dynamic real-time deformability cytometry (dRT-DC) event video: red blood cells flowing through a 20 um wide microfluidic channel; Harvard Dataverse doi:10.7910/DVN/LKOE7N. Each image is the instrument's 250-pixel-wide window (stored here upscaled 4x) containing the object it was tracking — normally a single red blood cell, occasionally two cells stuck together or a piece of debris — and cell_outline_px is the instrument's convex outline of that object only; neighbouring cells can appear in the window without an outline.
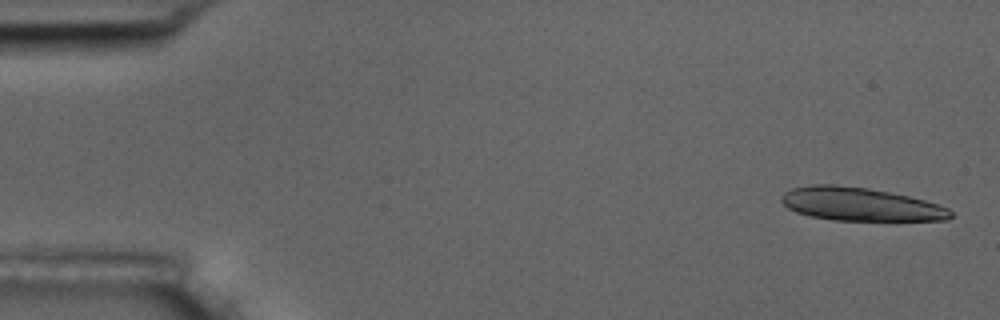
{"species": "common noctule bat (a hibernating species)", "species_latin": "Nyctalus noctula", "temperature_condition": "room temperature", "stored_images_in_passage": 16, "camera_frame_rate_fps": 3000, "um_per_image_px": 0.085, "animal": {"sex": "male", "body_mass_g": 17.5, "forearm_length_mm": 52.3}, "frame": {"image": 1, "passage_image": 2, "time_ms": 0.333, "image_size_px": [1000, 320], "cell_outline_px": [[952, 216], [948, 220], [832, 220], [812, 216], [796, 212], [788, 208], [780, 200], [780, 196], [784, 192], [792, 188], [812, 184], [836, 184], [868, 188], [908, 196], [924, 200], [948, 208], [952, 212]], "centroid_in_image_um": [73.08, 17.35], "position_along_channel_um": 11.9, "area_um2": 32.66}}